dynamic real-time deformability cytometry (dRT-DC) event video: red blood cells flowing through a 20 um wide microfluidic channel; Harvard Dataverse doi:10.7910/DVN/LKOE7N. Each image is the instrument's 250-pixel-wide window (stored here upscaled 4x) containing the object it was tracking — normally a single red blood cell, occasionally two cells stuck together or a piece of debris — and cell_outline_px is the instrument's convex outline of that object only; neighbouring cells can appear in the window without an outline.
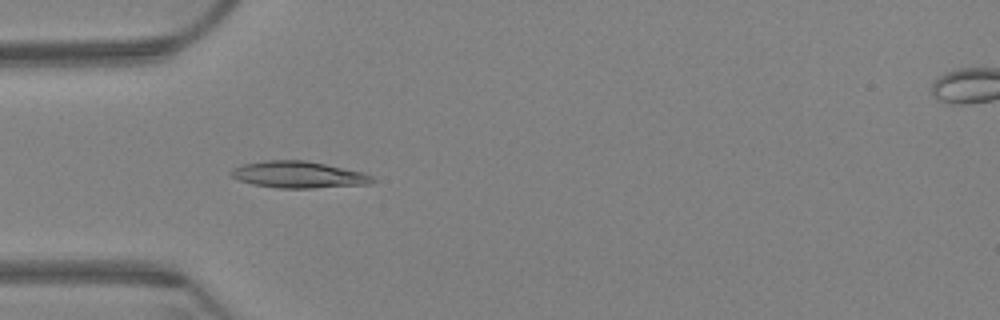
{"species": "Egyptian fruit bat (a non-hibernating species)", "species_latin": "Rousettus aegyptiacus", "temperature_condition": "warm", "stored_images_in_passage": 44, "camera_frame_rate_fps": 3000, "um_per_image_px": 0.085, "animal": {"sex": "female"}, "frame": {"image": 1, "passage_image": 7, "time_ms": 2.0, "image_size_px": [1000, 320], "cell_outline_px": [[376, 180], [368, 184], [312, 188], [280, 188], [252, 184], [240, 180], [232, 176], [228, 172], [232, 168], [244, 164], [264, 160], [304, 160], [324, 164], [360, 172], [372, 176]], "centroid_in_image_um": [25.32, 14.84], "position_along_channel_um": 59.7, "area_um2": 21.68}}
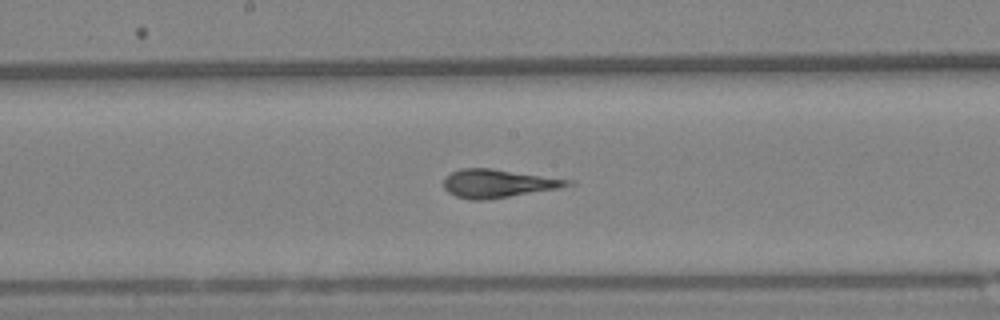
{"frame": {"image": 2, "passage_image": 21, "time_ms": 6.667, "image_size_px": [1000, 320], "cell_outline_px": [[576, 184], [560, 188], [508, 196], [480, 200], [468, 200], [456, 196], [448, 192], [444, 188], [444, 176], [460, 168], [492, 168], [576, 180]], "centroid_in_image_um": [42.37, 15.57], "position_along_channel_um": 205.8, "area_um2": 20.58}}
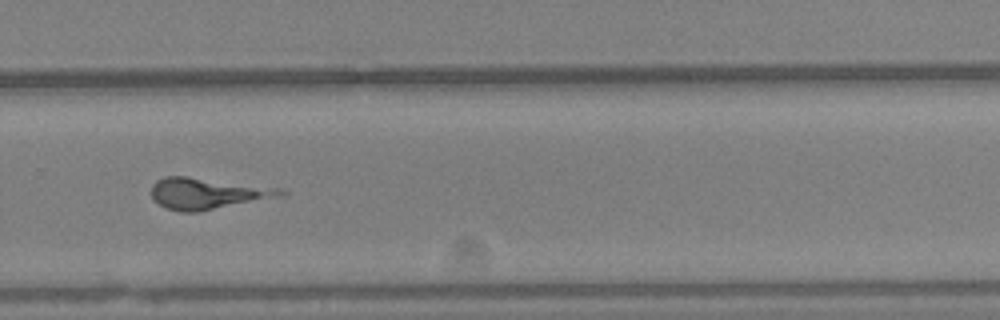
{"frame": {"image": 3, "passage_image": 31, "time_ms": 10.0, "image_size_px": [1000, 320], "cell_outline_px": [[288, 192], [284, 196], [200, 212], [180, 212], [168, 208], [152, 200], [152, 184], [156, 180], [164, 176], [184, 176], [284, 188]], "centroid_in_image_um": [17.68, 16.45], "position_along_channel_um": 312.1, "area_um2": 23.87}}